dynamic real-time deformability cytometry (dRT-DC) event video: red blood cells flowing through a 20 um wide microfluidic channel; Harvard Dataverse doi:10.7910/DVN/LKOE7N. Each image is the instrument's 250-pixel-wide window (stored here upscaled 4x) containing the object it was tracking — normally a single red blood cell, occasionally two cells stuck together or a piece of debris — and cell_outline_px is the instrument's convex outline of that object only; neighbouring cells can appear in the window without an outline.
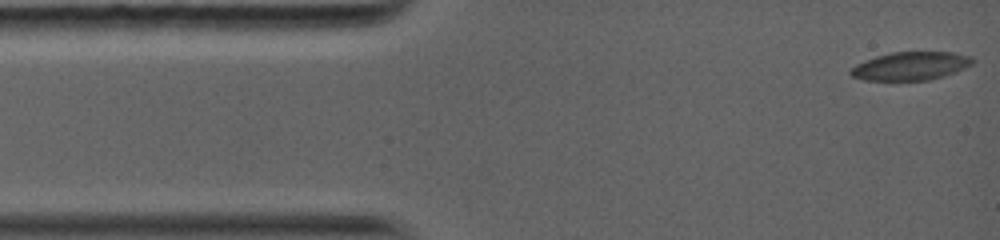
{"species": "common noctule bat (a hibernating species)", "species_latin": "Nyctalus noctula", "temperature_condition": "warm", "stored_images_in_passage": 41, "camera_frame_rate_fps": 5000, "um_per_image_px": 0.085, "animal": {"sex": "female", "body_mass_g": 19.0, "forearm_length_mm": 56.7}, "frame": {"image": 1, "passage_image": 1, "time_ms": 0.0, "image_size_px": [1000, 240], "cell_outline_px": [[976, 60], [972, 64], [956, 72], [944, 76], [928, 80], [864, 80], [852, 76], [848, 72], [856, 64], [864, 60], [876, 56], [892, 52], [952, 52], [972, 56]], "centroid_in_image_um": [77.43, 5.6], "position_along_channel_um": 7.6, "area_um2": 20.17}}
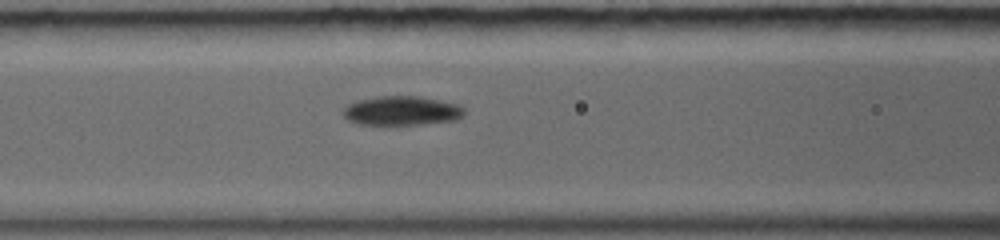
{"frame": {"image": 2, "passage_image": 12, "time_ms": 5.0, "image_size_px": [1000, 240], "cell_outline_px": [[464, 116], [456, 120], [424, 124], [360, 124], [348, 120], [344, 116], [344, 108], [348, 104], [360, 100], [380, 96], [420, 96], [440, 100], [456, 104], [464, 108]], "centroid_in_image_um": [34.18, 9.41], "position_along_channel_um": 132.4, "area_um2": 20.46}}
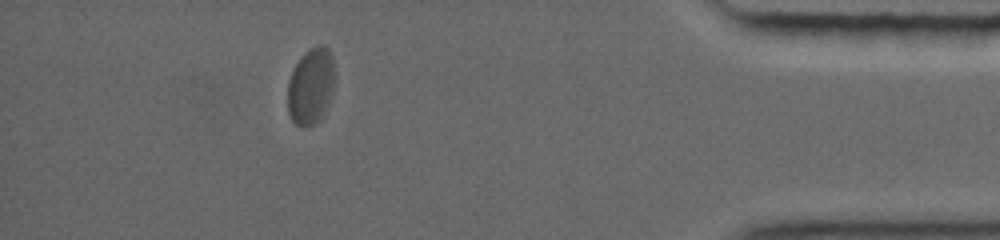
{"frame": {"image": 3, "passage_image": 30, "time_ms": 13.2, "image_size_px": [1000, 240], "cell_outline_px": [[336, 76], [332, 92], [324, 116], [316, 124], [304, 128], [300, 128], [292, 120], [288, 112], [288, 80], [300, 56], [308, 48], [316, 44], [324, 44], [328, 48], [332, 56]], "centroid_in_image_um": [26.45, 7.32], "position_along_channel_um": 408.8, "area_um2": 21.68}, "authors_computed_cell_mechanics": {"area_um2": 21.097, "velocity_mm_per_s": 3.9749, "shape_relaxation_time_tau1_ms": 4.1985, "shape_relaxation_time_tau2_ms": null, "deformation_change_tau1": 0.119, "deformation_change_tau2": null}}